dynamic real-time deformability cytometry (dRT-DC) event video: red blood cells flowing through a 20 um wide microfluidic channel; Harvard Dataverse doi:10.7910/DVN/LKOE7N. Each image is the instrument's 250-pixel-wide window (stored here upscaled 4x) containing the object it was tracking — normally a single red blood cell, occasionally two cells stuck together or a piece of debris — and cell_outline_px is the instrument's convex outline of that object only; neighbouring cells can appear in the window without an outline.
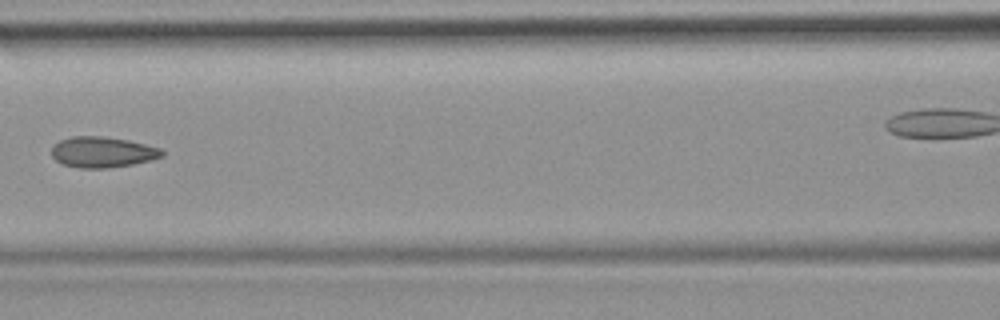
{"species": "common noctule bat (a hibernating species)", "species_latin": "Nyctalus noctula", "temperature_condition": "room temperature", "stored_images_in_passage": 8, "camera_frame_rate_fps": 3000, "um_per_image_px": 0.085, "animal": {"sex": "female", "body_mass_g": 19.9}, "frame": {"image": 1, "passage_image": 6, "time_ms": 6.0, "image_size_px": [1000, 320], "cell_outline_px": [[164, 156], [152, 160], [132, 164], [108, 168], [80, 168], [64, 164], [56, 160], [52, 156], [52, 148], [60, 140], [72, 136], [104, 136], [128, 140], [160, 148], [164, 152]], "centroid_in_image_um": [8.73, 12.93], "position_along_channel_um": 157.9, "area_um2": 19.71}}
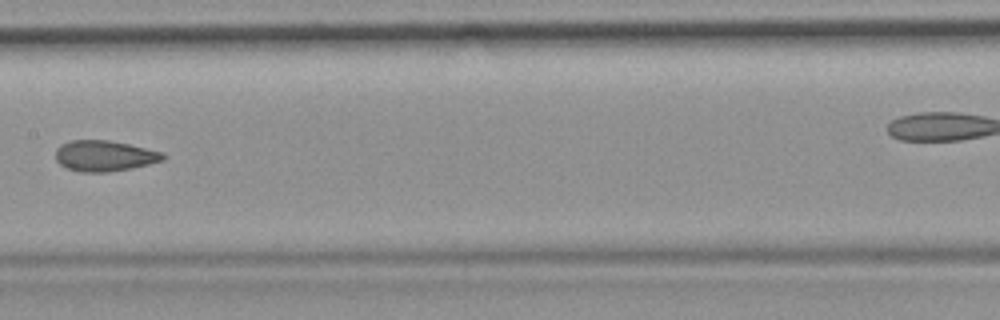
{"frame": {"image": 2, "passage_image": 7, "time_ms": 7.0, "image_size_px": [1000, 320], "cell_outline_px": [[168, 156], [164, 160], [132, 168], [108, 172], [80, 172], [64, 168], [56, 160], [56, 148], [60, 144], [72, 140], [108, 140], [128, 144], [164, 152]], "centroid_in_image_um": [8.88, 13.25], "position_along_channel_um": 198.5, "area_um2": 19.48}}